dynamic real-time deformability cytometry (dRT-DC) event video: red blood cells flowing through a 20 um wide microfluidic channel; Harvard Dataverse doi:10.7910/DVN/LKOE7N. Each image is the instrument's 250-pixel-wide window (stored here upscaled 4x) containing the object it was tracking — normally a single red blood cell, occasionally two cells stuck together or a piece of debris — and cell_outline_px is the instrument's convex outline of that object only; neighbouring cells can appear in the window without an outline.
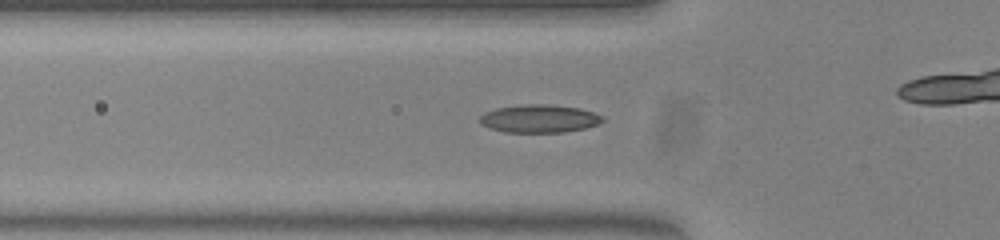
{"species": "common noctule bat (a hibernating species)", "species_latin": "Nyctalus noctula", "temperature_condition": "warm", "stored_images_in_passage": 31, "camera_frame_rate_fps": 3000, "um_per_image_px": 0.085, "animal": {"sex": "female", "body_mass_g": 23.0, "forearm_length_mm": 53.4}, "frame": {"image": 1, "passage_image": 7, "time_ms": 2.0, "image_size_px": [1000, 240], "cell_outline_px": [[604, 120], [600, 124], [584, 128], [564, 132], [504, 132], [488, 128], [480, 124], [480, 116], [484, 112], [496, 108], [524, 104], [544, 104], [580, 108], [604, 116]], "centroid_in_image_um": [45.83, 10.08], "position_along_channel_um": 80.0, "area_um2": 20.11}}
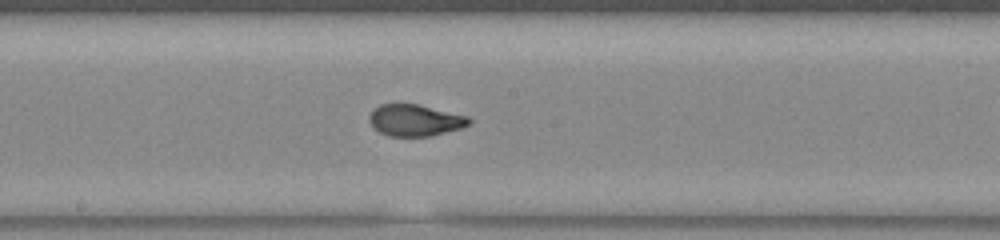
{"frame": {"image": 2, "passage_image": 17, "time_ms": 5.333, "image_size_px": [1000, 240], "cell_outline_px": [[472, 120], [464, 128], [428, 136], [388, 136], [380, 132], [368, 120], [368, 116], [380, 104], [420, 104], [468, 116]], "centroid_in_image_um": [35.31, 10.22], "position_along_channel_um": 212.9, "area_um2": 18.32}}
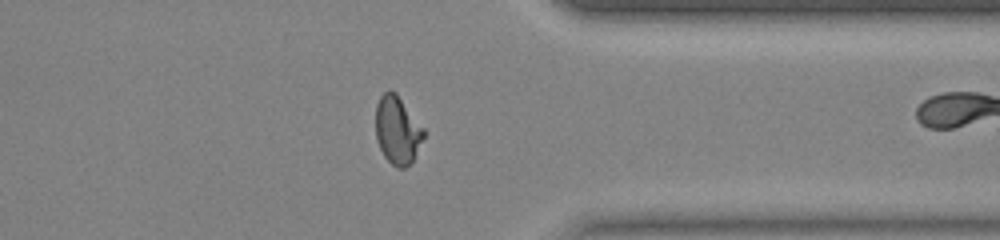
{"frame": {"image": 3, "passage_image": 30, "time_ms": 9.667, "image_size_px": [1000, 240], "cell_outline_px": [[424, 136], [412, 160], [404, 168], [396, 168], [384, 156], [376, 140], [376, 104], [380, 96], [388, 88], [396, 92], [424, 128]], "centroid_in_image_um": [33.76, 11.02], "position_along_channel_um": 377.6, "area_um2": 18.96}}